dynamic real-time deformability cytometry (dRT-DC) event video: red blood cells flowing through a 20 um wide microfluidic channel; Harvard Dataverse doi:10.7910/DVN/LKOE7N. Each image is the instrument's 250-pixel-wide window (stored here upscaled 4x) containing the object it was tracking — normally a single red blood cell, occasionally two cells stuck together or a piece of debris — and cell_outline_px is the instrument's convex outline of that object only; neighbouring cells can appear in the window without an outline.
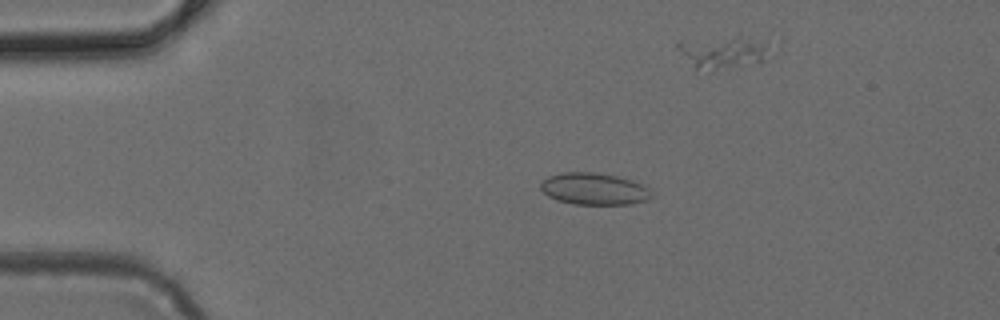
{"species": "common noctule bat (a hibernating species)", "species_latin": "Nyctalus noctula", "temperature_condition": "cold", "stored_images_in_passage": 41, "camera_frame_rate_fps": 3000, "um_per_image_px": 0.085, "animal": {"sex": "female", "body_mass_g": 24.6, "forearm_length_mm": 56.2}, "frame": {"image": 1, "passage_image": 1, "time_ms": 0.0, "image_size_px": [1000, 320], "cell_outline_px": [[652, 196], [644, 200], [628, 204], [572, 204], [556, 200], [548, 196], [540, 188], [540, 184], [548, 176], [560, 172], [596, 172], [616, 176], [632, 180], [648, 188]], "centroid_in_image_um": [50.44, 16.04], "position_along_channel_um": 34.6, "area_um2": 20.46}}
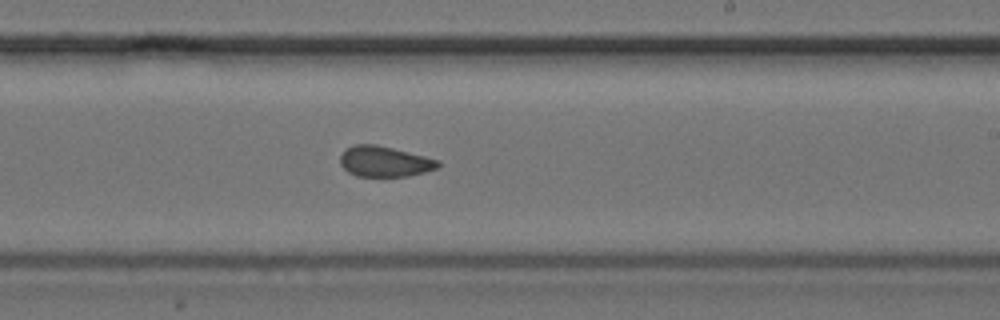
{"frame": {"image": 2, "passage_image": 20, "time_ms": 6.333, "image_size_px": [1000, 320], "cell_outline_px": [[440, 164], [436, 168], [424, 172], [408, 176], [356, 176], [348, 172], [340, 164], [340, 156], [344, 148], [356, 144], [376, 144], [440, 160]], "centroid_in_image_um": [32.65, 13.72], "position_along_channel_um": 256.4, "area_um2": 17.4}}
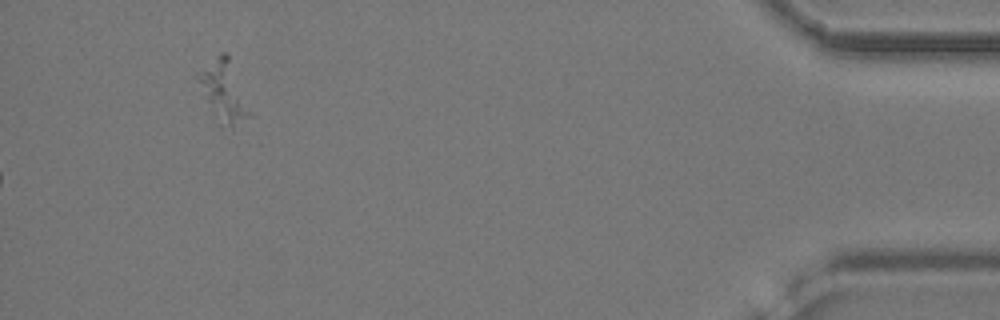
{"frame": {"image": 3, "passage_image": 41, "time_ms": 13.333, "image_size_px": [1000, 320], "cell_outline_px": [[252, 112], [232, 132], [220, 128], [196, 76], [220, 52], [228, 52]], "centroid_in_image_um": [19.08, 7.84], "position_along_channel_um": 416.1, "area_um2": 18.26}}